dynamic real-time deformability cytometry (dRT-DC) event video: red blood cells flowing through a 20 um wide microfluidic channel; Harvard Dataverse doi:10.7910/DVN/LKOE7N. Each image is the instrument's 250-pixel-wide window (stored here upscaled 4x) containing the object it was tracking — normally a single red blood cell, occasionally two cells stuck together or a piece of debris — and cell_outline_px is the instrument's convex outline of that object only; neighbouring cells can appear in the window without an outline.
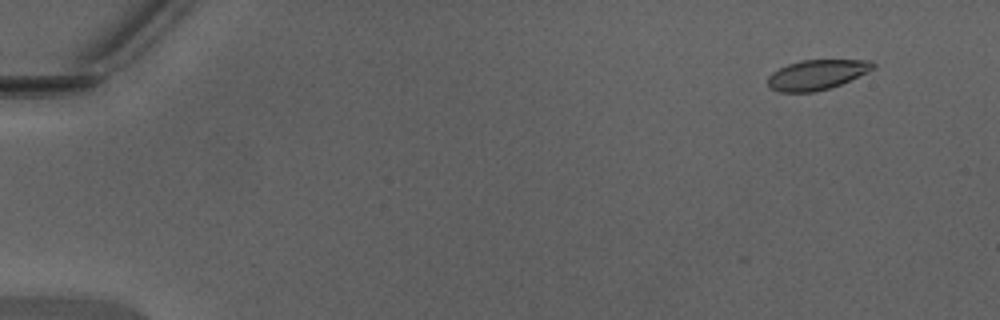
{"species": "Egyptian fruit bat (a non-hibernating species)", "species_latin": "Rousettus aegyptiacus", "temperature_condition": "warm", "stored_images_in_passage": 12, "camera_frame_rate_fps": 3000, "um_per_image_px": 0.085, "animal": {"sex": "male"}, "frame": {"image": 1, "passage_image": 5, "time_ms": 1.333, "image_size_px": [1000, 320], "cell_outline_px": [[876, 68], [868, 72], [840, 84], [828, 88], [812, 92], [776, 92], [768, 88], [768, 76], [772, 72], [788, 64], [800, 60], [872, 60], [876, 64]], "centroid_in_image_um": [69.42, 6.35], "position_along_channel_um": 15.6, "area_um2": 18.44}}